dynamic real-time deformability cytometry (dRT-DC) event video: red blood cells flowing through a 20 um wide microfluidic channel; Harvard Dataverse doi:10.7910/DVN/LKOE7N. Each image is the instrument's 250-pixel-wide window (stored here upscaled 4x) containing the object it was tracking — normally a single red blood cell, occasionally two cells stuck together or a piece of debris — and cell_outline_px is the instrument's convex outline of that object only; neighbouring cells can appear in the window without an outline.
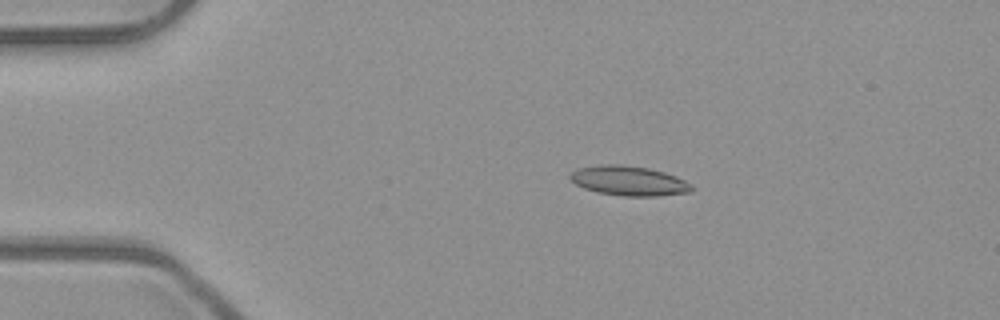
{"species": "common noctule bat (a hibernating species)", "species_latin": "Nyctalus noctula", "temperature_condition": "room temperature", "stored_images_in_passage": 7, "camera_frame_rate_fps": 3000, "um_per_image_px": 0.085, "animal": {"sex": "male", "body_mass_g": 23.1, "forearm_length_mm": 52.7}, "frame": {"image": 1, "passage_image": 4, "time_ms": 1.0, "image_size_px": [1000, 320], "cell_outline_px": [[692, 192], [660, 196], [624, 196], [596, 192], [584, 188], [576, 184], [568, 176], [572, 172], [580, 168], [600, 164], [620, 164], [648, 168], [664, 172], [676, 176], [692, 184]], "centroid_in_image_um": [53.47, 15.37], "position_along_channel_um": 31.5, "area_um2": 21.04}}
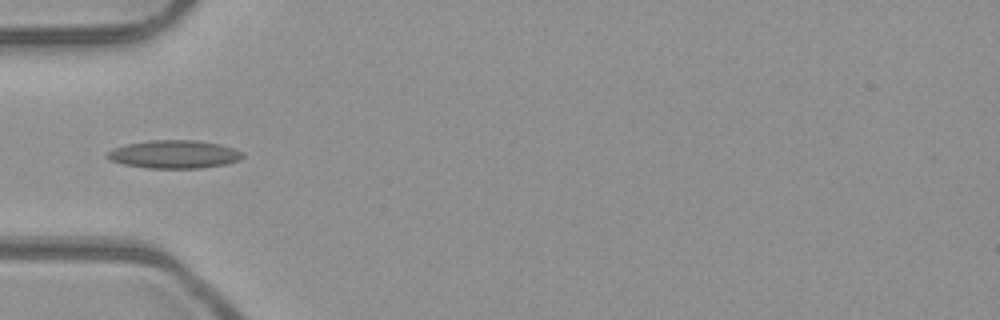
{"frame": {"image": 2, "passage_image": 6, "time_ms": 1.667, "image_size_px": [1000, 320], "cell_outline_px": [[244, 156], [240, 160], [228, 164], [200, 168], [144, 168], [124, 164], [112, 160], [108, 156], [108, 152], [116, 148], [128, 144], [148, 140], [196, 140], [220, 144], [244, 152]], "centroid_in_image_um": [14.88, 13.12], "position_along_channel_um": 70.1, "area_um2": 22.08}}
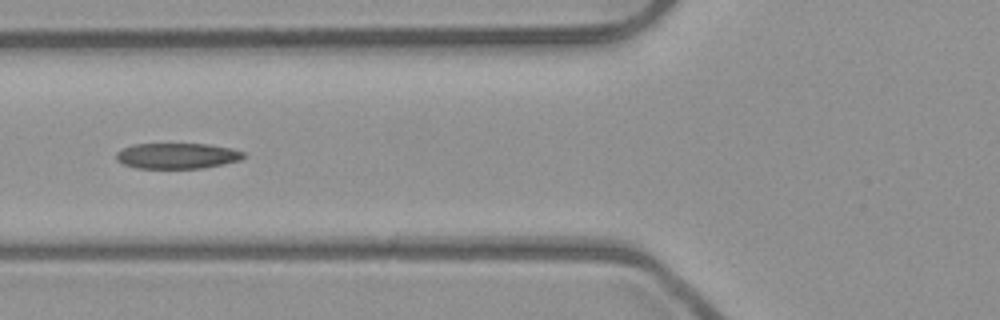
{"frame": {"image": 3, "passage_image": 7, "time_ms": 2.0, "image_size_px": [1000, 320], "cell_outline_px": [[248, 156], [240, 160], [204, 168], [136, 168], [124, 164], [116, 160], [116, 152], [132, 144], [208, 144], [232, 148], [244, 152]], "centroid_in_image_um": [15.08, 13.24], "position_along_channel_um": 110.7, "area_um2": 19.13}}